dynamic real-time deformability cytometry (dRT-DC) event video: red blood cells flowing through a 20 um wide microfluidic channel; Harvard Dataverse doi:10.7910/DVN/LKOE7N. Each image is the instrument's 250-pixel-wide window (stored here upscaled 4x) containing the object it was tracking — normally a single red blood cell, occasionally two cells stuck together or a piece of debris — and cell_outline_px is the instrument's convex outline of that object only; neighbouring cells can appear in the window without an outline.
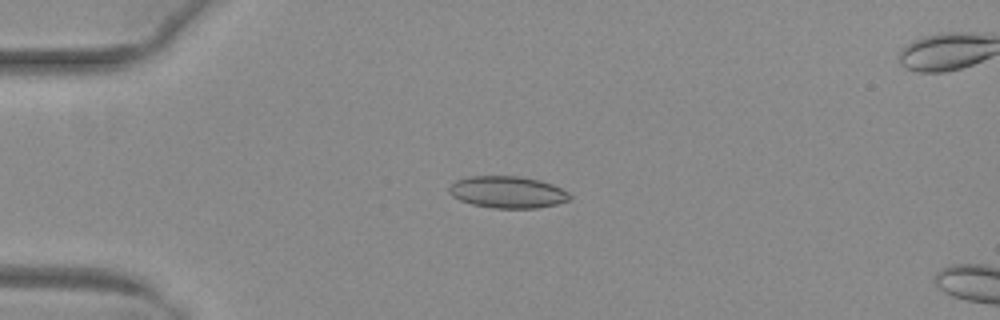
{"species": "common noctule bat (a hibernating species)", "species_latin": "Nyctalus noctula", "temperature_condition": "warm", "stored_images_in_passage": 40, "camera_frame_rate_fps": 3000, "um_per_image_px": 0.085, "animal": {"sex": "female", "body_mass_g": 29.2, "forearm_length_mm": 56.3}, "frame": {"image": 1, "passage_image": 2, "time_ms": 0.333, "image_size_px": [1000, 320], "cell_outline_px": [[572, 196], [568, 200], [556, 204], [536, 208], [492, 208], [472, 204], [460, 200], [452, 196], [448, 192], [448, 188], [456, 180], [468, 176], [520, 176], [540, 180], [552, 184], [568, 192]], "centroid_in_image_um": [43.12, 16.32], "position_along_channel_um": 41.9, "area_um2": 22.43}}
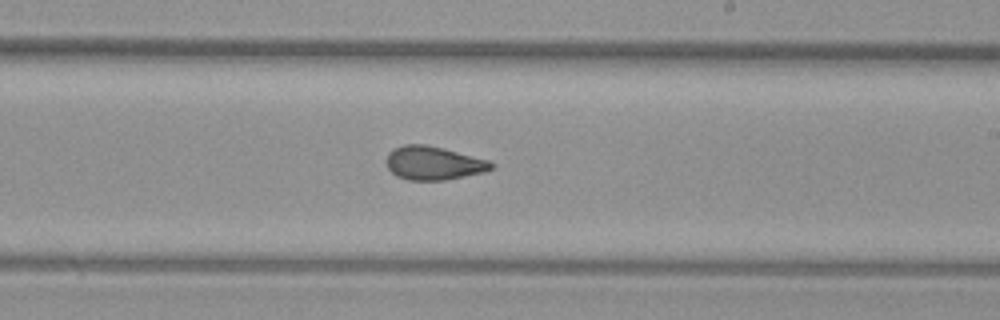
{"frame": {"image": 2, "passage_image": 20, "time_ms": 6.333, "image_size_px": [1000, 320], "cell_outline_px": [[496, 164], [492, 168], [484, 172], [444, 180], [408, 180], [396, 176], [388, 168], [388, 152], [404, 144], [424, 144], [444, 148], [488, 160]], "centroid_in_image_um": [36.86, 13.86], "position_along_channel_um": 252.1, "area_um2": 20.35}}
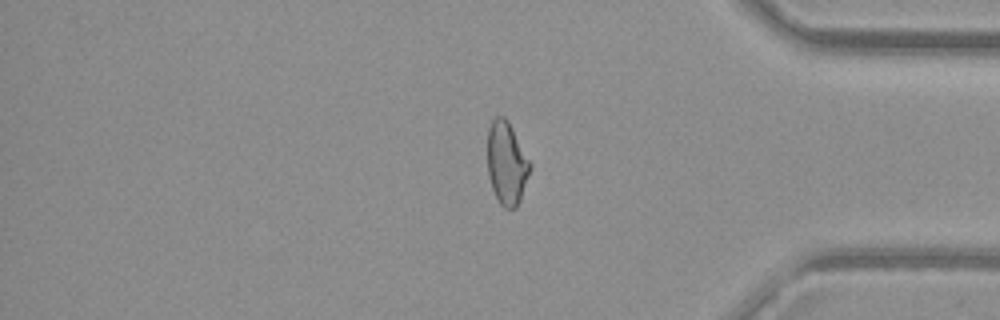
{"frame": {"image": 3, "passage_image": 32, "time_ms": 10.333, "image_size_px": [1000, 320], "cell_outline_px": [[532, 168], [520, 200], [516, 208], [504, 208], [500, 204], [492, 188], [488, 176], [488, 128], [492, 120], [496, 116], [504, 116], [508, 120], [532, 164]], "centroid_in_image_um": [43.08, 13.87], "position_along_channel_um": 392.1, "area_um2": 20.69}, "authors_computed_cell_mechanics": {"area_um2": 20.808, "velocity_mm_per_s": 4.0318, "shape_relaxation_time_tau1_ms": null, "shape_relaxation_time_tau2_ms": 1.6058, "deformation_change_tau1": null, "deformation_change_tau2": 0.081}}